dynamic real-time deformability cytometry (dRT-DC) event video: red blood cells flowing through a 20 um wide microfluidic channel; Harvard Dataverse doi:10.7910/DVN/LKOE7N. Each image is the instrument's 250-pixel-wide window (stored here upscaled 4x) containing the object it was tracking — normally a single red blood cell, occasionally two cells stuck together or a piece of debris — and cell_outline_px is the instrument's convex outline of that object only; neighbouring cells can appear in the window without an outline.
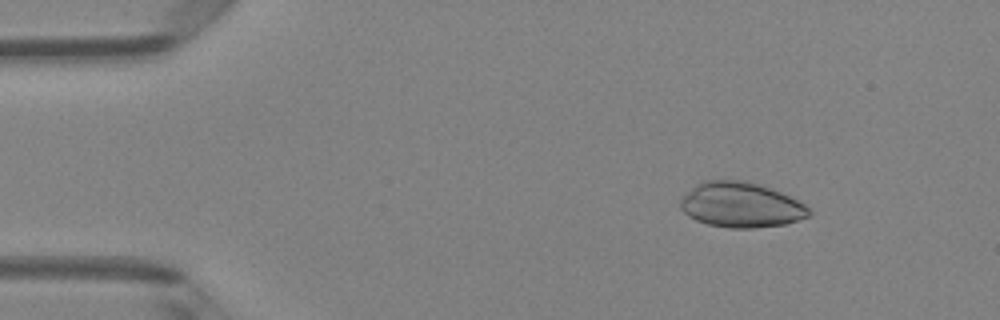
{"species": "Egyptian fruit bat (a non-hibernating species)", "species_latin": "Rousettus aegyptiacus", "temperature_condition": "room temperature", "stored_images_in_passage": 45, "camera_frame_rate_fps": 3000, "um_per_image_px": 0.085, "animal": {"sex": "female"}, "frame": {"image": 1, "passage_image": 3, "time_ms": 0.667, "image_size_px": [1000, 320], "cell_outline_px": [[812, 212], [808, 216], [784, 224], [756, 228], [728, 228], [708, 224], [696, 220], [688, 216], [680, 208], [680, 200], [696, 184], [704, 180], [744, 180], [760, 184], [772, 188], [804, 204]], "centroid_in_image_um": [62.96, 17.41], "position_along_channel_um": 22.0, "area_um2": 33.7}}
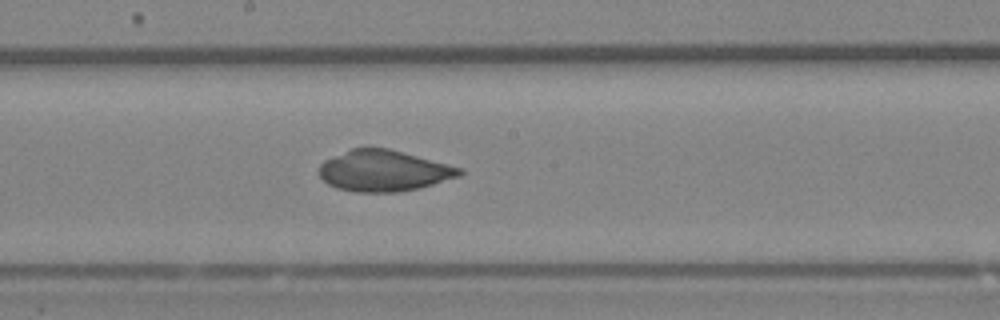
{"frame": {"image": 2, "passage_image": 23, "time_ms": 7.333, "image_size_px": [1000, 320], "cell_outline_px": [[464, 172], [460, 176], [420, 188], [400, 192], [356, 192], [336, 188], [328, 184], [316, 172], [320, 164], [324, 160], [352, 148], [388, 148], [464, 168]], "centroid_in_image_um": [32.62, 14.52], "position_along_channel_um": 215.6, "area_um2": 33.81}}
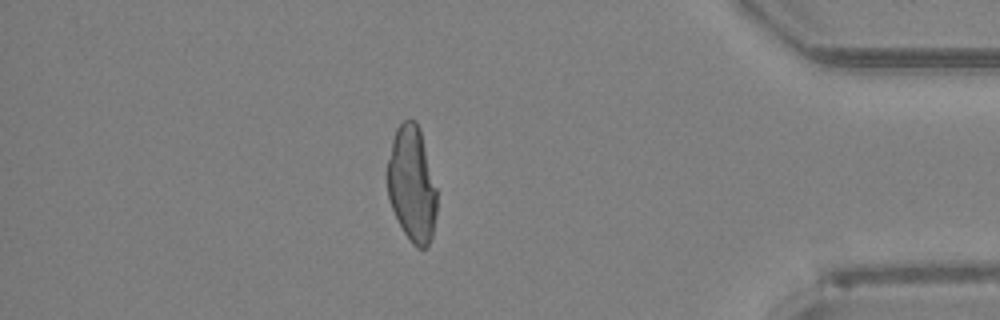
{"frame": {"image": 3, "passage_image": 39, "time_ms": 12.667, "image_size_px": [1000, 320], "cell_outline_px": [[436, 216], [432, 236], [428, 244], [424, 248], [416, 248], [412, 244], [404, 232], [388, 200], [388, 160], [392, 140], [396, 128], [404, 120], [416, 120], [420, 128], [436, 188]], "centroid_in_image_um": [35.01, 15.66], "position_along_channel_um": 400.2, "area_um2": 33.12}}